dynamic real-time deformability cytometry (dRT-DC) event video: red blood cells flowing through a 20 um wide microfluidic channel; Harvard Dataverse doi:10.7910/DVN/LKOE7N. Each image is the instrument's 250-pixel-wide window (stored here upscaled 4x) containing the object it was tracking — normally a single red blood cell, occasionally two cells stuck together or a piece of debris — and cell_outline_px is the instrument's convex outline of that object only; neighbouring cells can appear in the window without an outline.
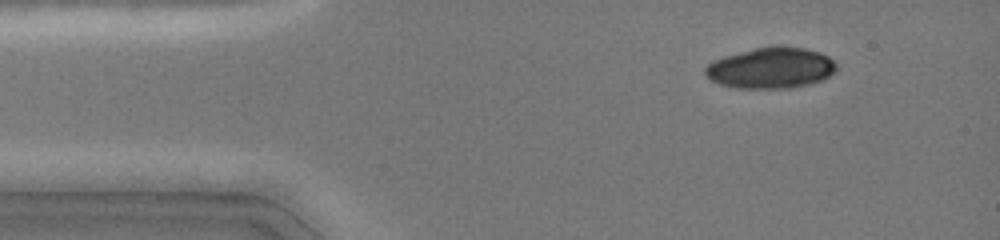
{"species": "common noctule bat (a hibernating species)", "species_latin": "Nyctalus noctula", "temperature_condition": "cold", "stored_images_in_passage": 7, "camera_frame_rate_fps": 3000, "um_per_image_px": 0.085, "animal": {"sex": "female", "body_mass_g": 19.0, "forearm_length_mm": 51.5}, "frame": {"image": 1, "passage_image": 5, "time_ms": 1.333, "image_size_px": [1000, 240], "cell_outline_px": [[836, 72], [820, 80], [808, 84], [788, 88], [736, 88], [720, 84], [712, 80], [704, 72], [704, 68], [712, 60], [724, 56], [756, 48], [804, 48], [820, 52], [828, 56], [836, 64]], "centroid_in_image_um": [65.51, 5.8], "position_along_channel_um": 19.5, "area_um2": 30.69}}